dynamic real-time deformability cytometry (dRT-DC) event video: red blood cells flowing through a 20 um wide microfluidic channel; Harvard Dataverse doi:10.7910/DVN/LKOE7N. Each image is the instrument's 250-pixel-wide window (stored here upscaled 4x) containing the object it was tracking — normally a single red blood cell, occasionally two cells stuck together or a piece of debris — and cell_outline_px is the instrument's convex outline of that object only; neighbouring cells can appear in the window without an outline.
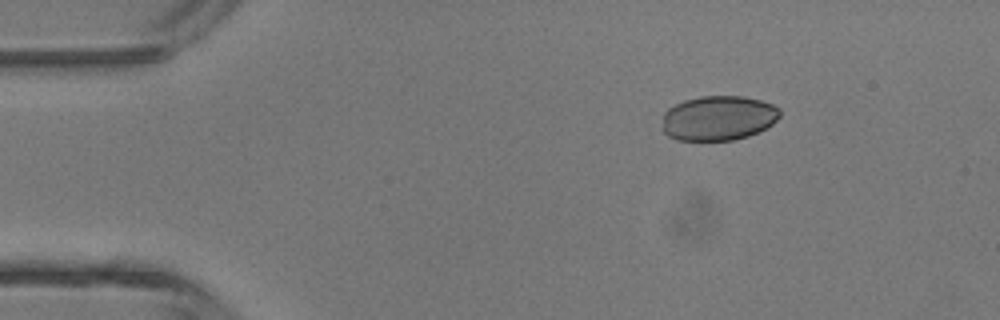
{"species": "common noctule bat (a hibernating species)", "species_latin": "Nyctalus noctula", "temperature_condition": "room temperature", "stored_images_in_passage": 3, "camera_frame_rate_fps": 3000, "um_per_image_px": 0.085, "animal": {"sex": "male", "body_mass_g": 13.3}, "frame": {"image": 1, "passage_image": 1, "time_ms": 0.0, "image_size_px": [1000, 320], "cell_outline_px": [[780, 116], [772, 124], [748, 136], [732, 140], [676, 140], [668, 136], [664, 132], [664, 112], [668, 108], [684, 100], [700, 96], [744, 96], [760, 100], [772, 104], [780, 108]], "centroid_in_image_um": [61.06, 10.03], "position_along_channel_um": 23.9, "area_um2": 30.58}}
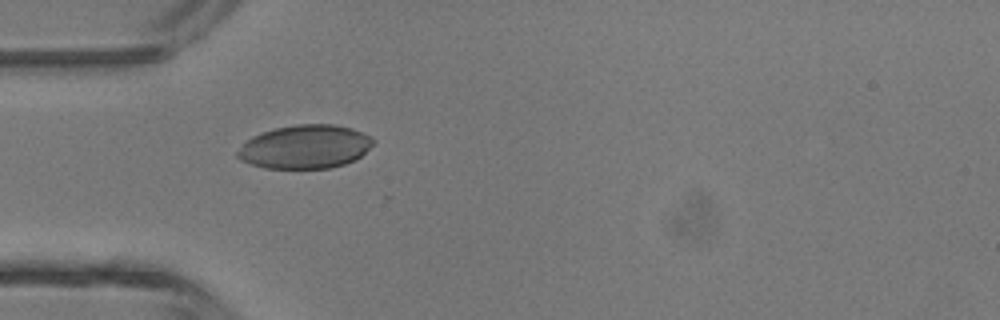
{"frame": {"image": 2, "passage_image": 3, "time_ms": 2.333, "image_size_px": [1000, 320], "cell_outline_px": [[376, 140], [356, 160], [332, 168], [264, 168], [240, 160], [236, 156], [236, 152], [252, 136], [276, 128], [296, 124], [332, 124], [352, 128]], "centroid_in_image_um": [25.93, 12.48], "position_along_channel_um": 59.1, "area_um2": 34.22}}